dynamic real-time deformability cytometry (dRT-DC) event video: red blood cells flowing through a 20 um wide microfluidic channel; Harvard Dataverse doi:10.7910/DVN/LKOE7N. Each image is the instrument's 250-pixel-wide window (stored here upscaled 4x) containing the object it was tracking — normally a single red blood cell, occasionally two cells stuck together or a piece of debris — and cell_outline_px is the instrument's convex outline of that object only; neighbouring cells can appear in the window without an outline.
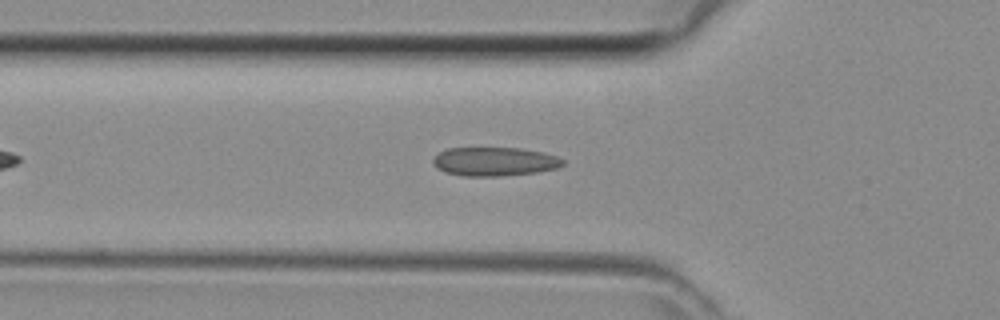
{"species": "common noctule bat (a hibernating species)", "species_latin": "Nyctalus noctula", "temperature_condition": "room temperature", "stored_images_in_passage": 30, "camera_frame_rate_fps": 3000, "um_per_image_px": 0.085, "animal": {"sex": "female", "body_mass_g": 29.2, "forearm_length_mm": 56.3}, "frame": {"image": 1, "passage_image": 3, "time_ms": 0.667, "image_size_px": [1000, 320], "cell_outline_px": [[564, 164], [556, 168], [536, 172], [500, 176], [464, 176], [444, 172], [436, 168], [432, 164], [432, 160], [440, 152], [448, 148], [520, 148], [540, 152], [556, 156], [564, 160]], "centroid_in_image_um": [41.99, 13.74], "position_along_channel_um": 83.8, "area_um2": 21.68}}
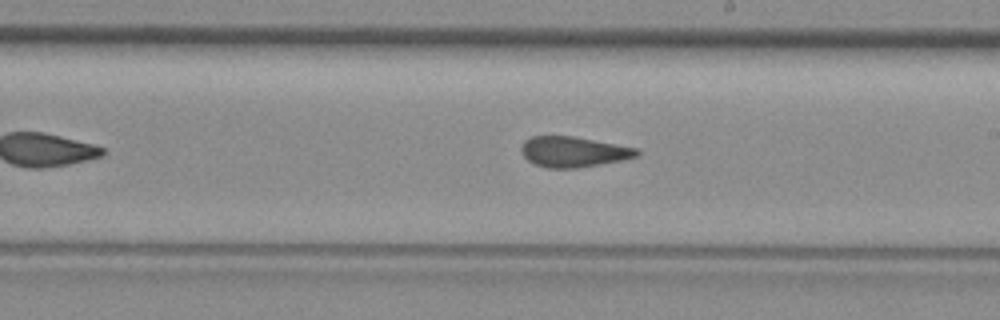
{"frame": {"image": 2, "passage_image": 13, "time_ms": 4.0, "image_size_px": [1000, 320], "cell_outline_px": [[640, 152], [636, 156], [620, 160], [600, 164], [576, 168], [548, 168], [536, 164], [528, 160], [520, 152], [520, 148], [524, 140], [532, 136], [572, 136], [636, 148]], "centroid_in_image_um": [48.68, 12.9], "position_along_channel_um": 240.3, "area_um2": 20.23}}
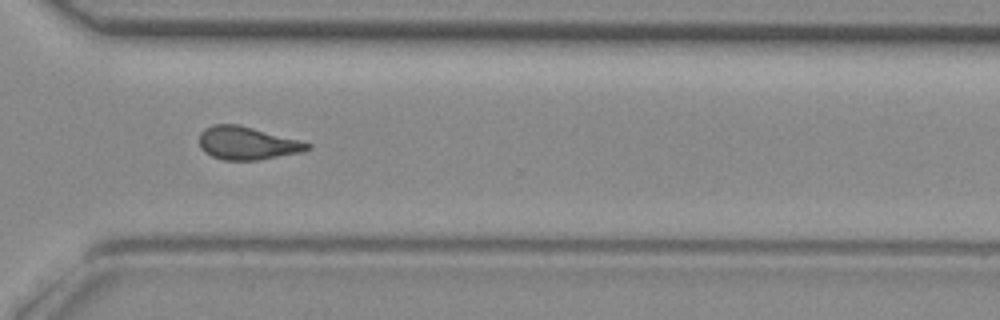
{"frame": {"image": 3, "passage_image": 20, "time_ms": 6.333, "image_size_px": [1000, 320], "cell_outline_px": [[312, 148], [304, 152], [256, 160], [224, 160], [212, 156], [204, 152], [200, 148], [200, 132], [204, 128], [212, 124], [240, 124], [300, 140], [312, 144]], "centroid_in_image_um": [21.03, 12.16], "position_along_channel_um": 349.6, "area_um2": 21.04}}